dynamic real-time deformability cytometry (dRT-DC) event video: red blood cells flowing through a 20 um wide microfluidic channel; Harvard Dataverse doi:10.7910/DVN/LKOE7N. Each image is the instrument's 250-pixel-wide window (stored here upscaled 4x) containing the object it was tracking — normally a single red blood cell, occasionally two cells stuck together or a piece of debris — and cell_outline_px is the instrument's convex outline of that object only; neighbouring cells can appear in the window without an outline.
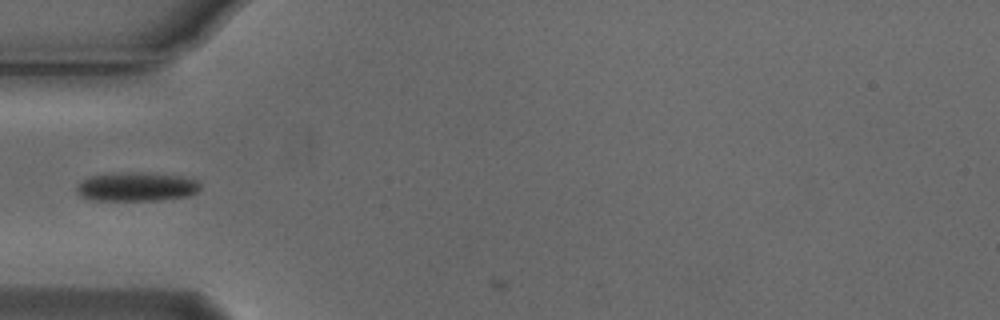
{"species": "Egyptian fruit bat (a non-hibernating species)", "species_latin": "Rousettus aegyptiacus", "temperature_condition": "cold", "stored_images_in_passage": 2, "camera_frame_rate_fps": 3000, "um_per_image_px": 0.085, "animal": {"sex": "male"}, "frame": {"image": 1, "passage_image": 1, "time_ms": 0.0, "image_size_px": [1000, 320], "cell_outline_px": [[200, 188], [196, 192], [188, 196], [160, 200], [96, 200], [80, 196], [76, 192], [76, 184], [80, 180], [88, 176], [116, 172], [144, 172], [180, 176], [196, 180], [200, 184]], "centroid_in_image_um": [11.55, 15.86], "position_along_channel_um": 73.5, "area_um2": 21.1}}